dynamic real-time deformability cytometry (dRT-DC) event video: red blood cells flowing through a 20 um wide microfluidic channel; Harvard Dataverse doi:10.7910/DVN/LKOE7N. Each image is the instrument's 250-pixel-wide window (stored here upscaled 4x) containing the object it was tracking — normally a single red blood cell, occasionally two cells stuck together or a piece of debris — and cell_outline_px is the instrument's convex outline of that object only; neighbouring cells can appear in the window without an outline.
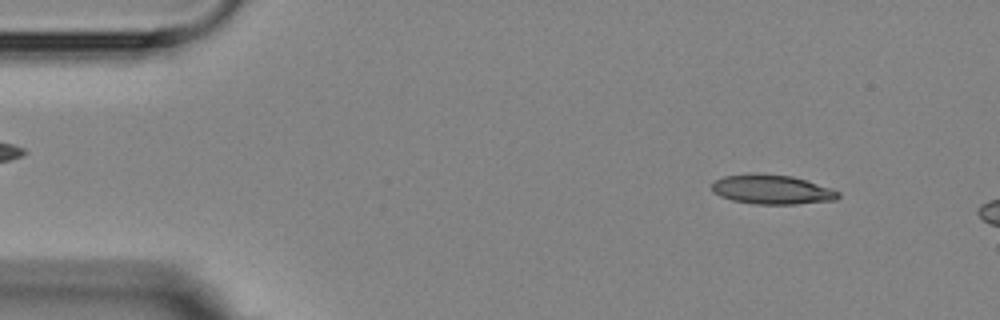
{"species": "Egyptian fruit bat (a non-hibernating species)", "species_latin": "Rousettus aegyptiacus", "temperature_condition": "room temperature", "stored_images_in_passage": 3, "camera_frame_rate_fps": 3000, "um_per_image_px": 0.085, "animal": {"sex": "female"}, "frame": {"image": 1, "passage_image": 1, "time_ms": 0.0, "image_size_px": [1000, 320], "cell_outline_px": [[840, 196], [836, 200], [796, 204], [752, 204], [732, 200], [720, 196], [712, 192], [712, 184], [716, 180], [724, 176], [748, 172], [756, 172], [792, 176], [832, 188], [840, 192]], "centroid_in_image_um": [65.6, 16.09], "position_along_channel_um": 19.4, "area_um2": 22.02}}